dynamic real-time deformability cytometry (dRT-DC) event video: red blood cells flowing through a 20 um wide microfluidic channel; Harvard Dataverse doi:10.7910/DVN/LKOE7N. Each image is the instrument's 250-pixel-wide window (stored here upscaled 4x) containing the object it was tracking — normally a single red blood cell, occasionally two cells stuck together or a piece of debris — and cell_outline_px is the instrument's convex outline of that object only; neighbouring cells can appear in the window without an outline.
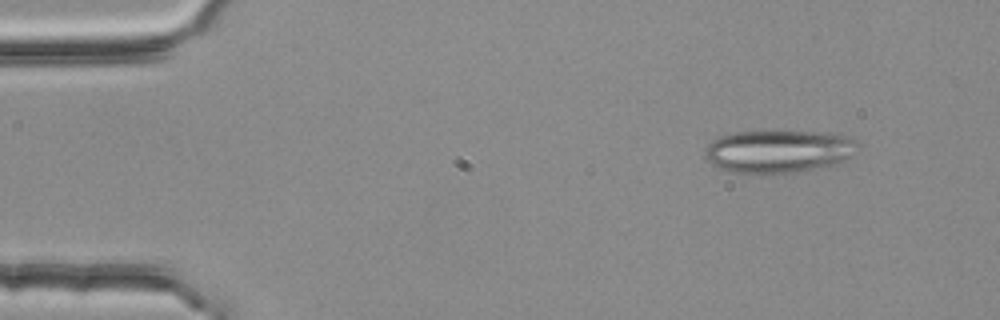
{"species": "common noctule bat (a hibernating species)", "species_latin": "Nyctalus noctula", "temperature_condition": "room temperature", "stored_images_in_passage": 3, "camera_frame_rate_fps": 3000, "um_per_image_px": 0.085, "animal": {"sex": "female", "body_mass_g": 25.1}, "frame": {"image": 1, "passage_image": 1, "time_ms": 0.0, "image_size_px": [1000, 320], "cell_outline_px": [[856, 140], [852, 156], [836, 164], [792, 172], [732, 172], [716, 168], [704, 156], [704, 148], [712, 140], [720, 136], [736, 132], [772, 128], [840, 132]], "centroid_in_image_um": [66.17, 12.77], "position_along_channel_um": 18.8, "area_um2": 39.25}}